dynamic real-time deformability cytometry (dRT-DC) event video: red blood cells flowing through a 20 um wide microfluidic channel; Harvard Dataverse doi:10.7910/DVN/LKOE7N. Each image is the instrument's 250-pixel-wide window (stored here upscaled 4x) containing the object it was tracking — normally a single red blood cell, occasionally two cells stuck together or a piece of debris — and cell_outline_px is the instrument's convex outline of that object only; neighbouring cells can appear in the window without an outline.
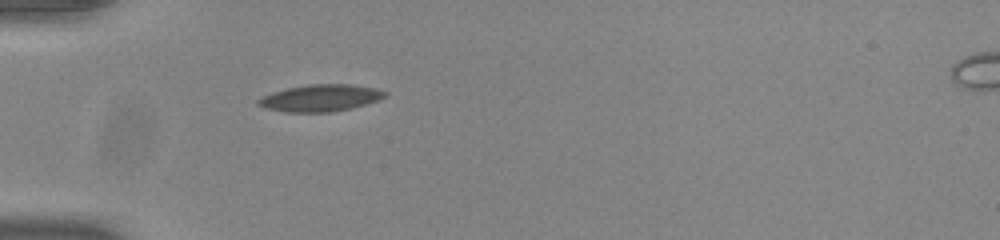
{"species": "common noctule bat (a hibernating species)", "species_latin": "Nyctalus noctula", "temperature_condition": "room temperature", "stored_images_in_passage": 39, "camera_frame_rate_fps": 3000, "um_per_image_px": 0.085, "animal": {"sex": "male", "body_mass_g": 20.0, "forearm_length_mm": 53.3}, "frame": {"image": 1, "passage_image": 1, "time_ms": 0.0, "image_size_px": [1000, 240], "cell_outline_px": [[388, 96], [380, 100], [352, 108], [332, 112], [284, 112], [264, 108], [256, 104], [256, 100], [264, 96], [288, 88], [308, 84], [352, 84], [376, 88], [388, 92]], "centroid_in_image_um": [27.29, 8.33], "position_along_channel_um": 57.7, "area_um2": 20.0}}
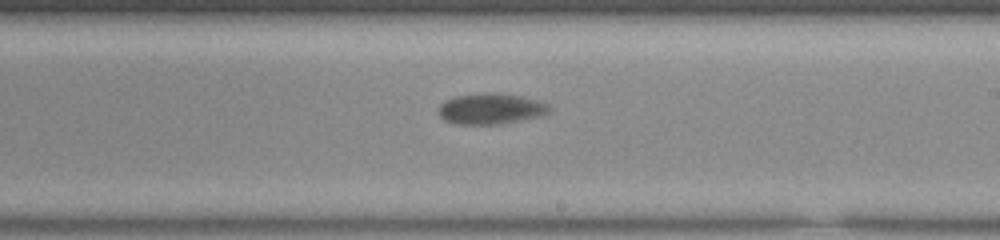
{"frame": {"image": 2, "passage_image": 17, "time_ms": 5.333, "image_size_px": [1000, 240], "cell_outline_px": [[552, 108], [548, 112], [540, 116], [500, 124], [456, 124], [444, 120], [440, 116], [440, 104], [444, 100], [456, 96], [484, 92], [496, 92], [524, 96], [548, 104]], "centroid_in_image_um": [41.72, 9.23], "position_along_channel_um": 247.3, "area_um2": 20.0}}
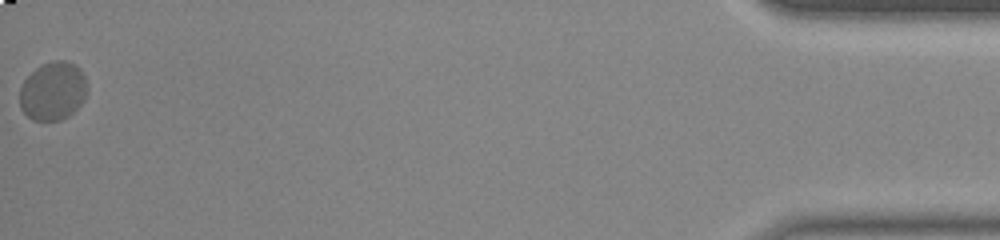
{"frame": {"image": 3, "passage_image": 39, "time_ms": 12.667, "image_size_px": [1000, 240], "cell_outline_px": [[84, 100], [68, 116], [60, 120], [32, 120], [20, 108], [20, 88], [24, 80], [40, 64], [52, 60], [68, 60], [76, 64], [80, 68], [84, 76]], "centroid_in_image_um": [4.47, 7.71], "position_along_channel_um": 430.7, "area_um2": 22.83}, "authors_computed_cell_mechanics": {"area_um2": 20.2878, "velocity_mm_per_s": 3.7244, "shape_relaxation_time_tau1_ms": 4.577, "shape_relaxation_time_tau2_ms": null, "deformation_change_tau1": 0.1391, "deformation_change_tau2": null}}